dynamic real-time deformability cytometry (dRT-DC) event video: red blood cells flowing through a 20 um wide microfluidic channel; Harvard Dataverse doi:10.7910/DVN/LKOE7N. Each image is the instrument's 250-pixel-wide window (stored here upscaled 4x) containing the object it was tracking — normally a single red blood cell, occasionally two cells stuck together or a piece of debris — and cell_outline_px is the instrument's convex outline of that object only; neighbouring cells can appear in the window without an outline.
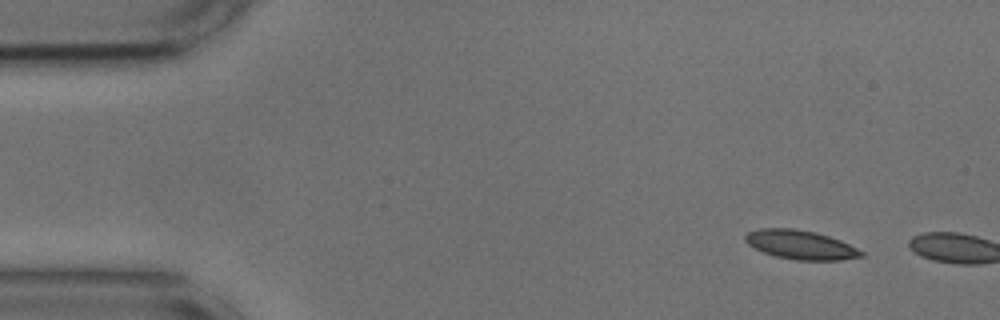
{"species": "common noctule bat (a hibernating species)", "species_latin": "Nyctalus noctula", "temperature_condition": "cold", "stored_images_in_passage": 2, "camera_frame_rate_fps": 3000, "um_per_image_px": 0.085, "animal": {"sex": "male", "body_mass_g": 17.9, "forearm_length_mm": 54.2}, "frame": {"image": 1, "passage_image": 1, "time_ms": 0.0, "image_size_px": [1000, 320], "cell_outline_px": [[864, 256], [840, 260], [796, 260], [776, 256], [764, 252], [748, 244], [744, 240], [744, 236], [748, 232], [760, 228], [792, 228], [816, 232], [840, 240], [864, 252]], "centroid_in_image_um": [68.04, 20.8], "position_along_channel_um": 17.0, "area_um2": 19.48}}